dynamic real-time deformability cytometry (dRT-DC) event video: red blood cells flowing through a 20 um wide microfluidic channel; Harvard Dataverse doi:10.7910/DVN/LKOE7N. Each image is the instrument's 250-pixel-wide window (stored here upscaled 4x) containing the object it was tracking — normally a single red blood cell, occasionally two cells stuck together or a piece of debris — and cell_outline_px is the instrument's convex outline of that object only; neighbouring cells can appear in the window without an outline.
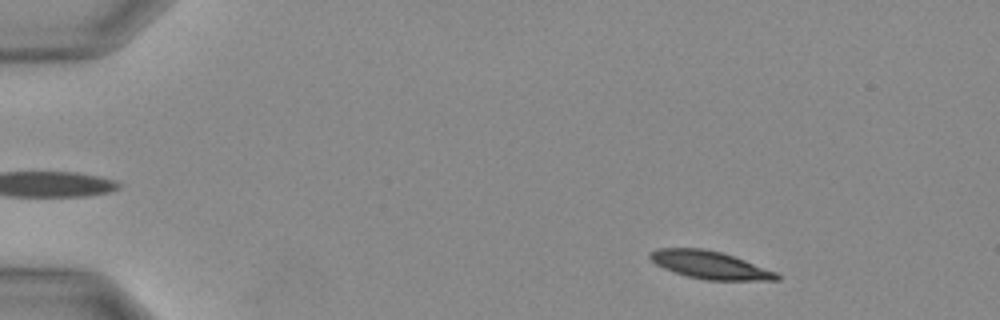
{"species": "Egyptian fruit bat (a non-hibernating species)", "species_latin": "Rousettus aegyptiacus", "temperature_condition": "warm", "stored_images_in_passage": 11, "camera_frame_rate_fps": 3000, "um_per_image_px": 0.085, "animal": {"sex": "female"}, "frame": {"image": 1, "passage_image": 4, "time_ms": 1.0, "image_size_px": [1000, 320], "cell_outline_px": [[780, 280], [708, 280], [688, 276], [664, 268], [656, 264], [648, 256], [656, 248], [700, 248], [720, 252], [744, 260], [776, 272], [780, 276]], "centroid_in_image_um": [60.34, 22.52], "position_along_channel_um": 24.7, "area_um2": 20.06}}